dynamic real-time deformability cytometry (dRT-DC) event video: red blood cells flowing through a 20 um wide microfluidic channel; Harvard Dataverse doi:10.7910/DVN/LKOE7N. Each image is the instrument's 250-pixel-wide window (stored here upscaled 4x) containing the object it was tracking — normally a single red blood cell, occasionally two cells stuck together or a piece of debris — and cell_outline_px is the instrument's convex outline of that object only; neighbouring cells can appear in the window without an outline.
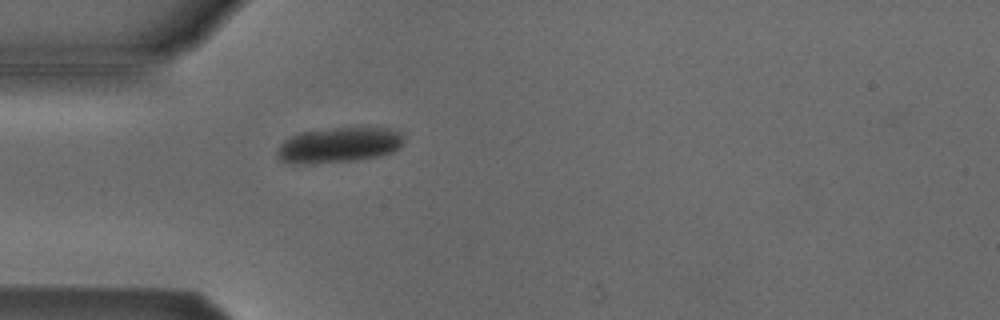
{"species": "Egyptian fruit bat (a non-hibernating species)", "species_latin": "Rousettus aegyptiacus", "temperature_condition": "cold", "stored_images_in_passage": 41, "camera_frame_rate_fps": 3000, "um_per_image_px": 0.085, "animal": {"sex": "male"}, "frame": {"image": 1, "passage_image": 3, "time_ms": 0.667, "image_size_px": [1000, 320], "cell_outline_px": [[404, 140], [400, 148], [392, 152], [376, 156], [356, 160], [276, 160], [276, 148], [284, 140], [300, 132], [328, 128], [368, 124], [400, 128], [404, 136]], "centroid_in_image_um": [29.0, 12.19], "position_along_channel_um": 56.0, "area_um2": 26.24}}
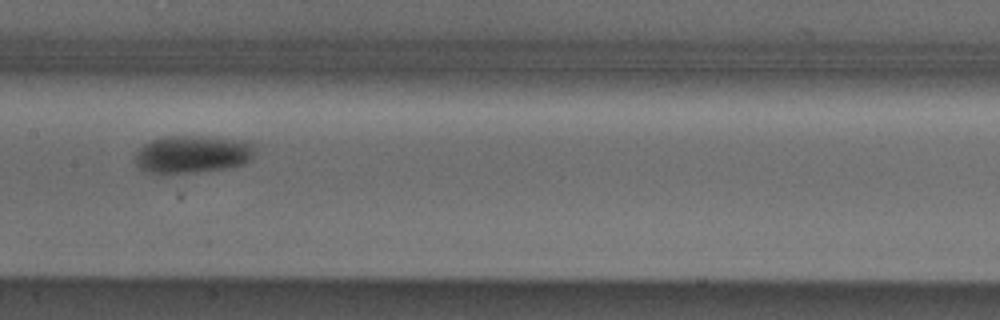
{"frame": {"image": 2, "passage_image": 14, "time_ms": 4.333, "image_size_px": [1000, 320], "cell_outline_px": [[256, 144], [252, 156], [244, 164], [224, 168], [196, 172], [164, 176], [148, 172], [140, 168], [136, 164], [136, 152], [144, 144], [152, 140], [168, 136], [196, 136], [248, 140]], "centroid_in_image_um": [16.35, 13.13], "position_along_channel_um": 191.1, "area_um2": 26.65}}
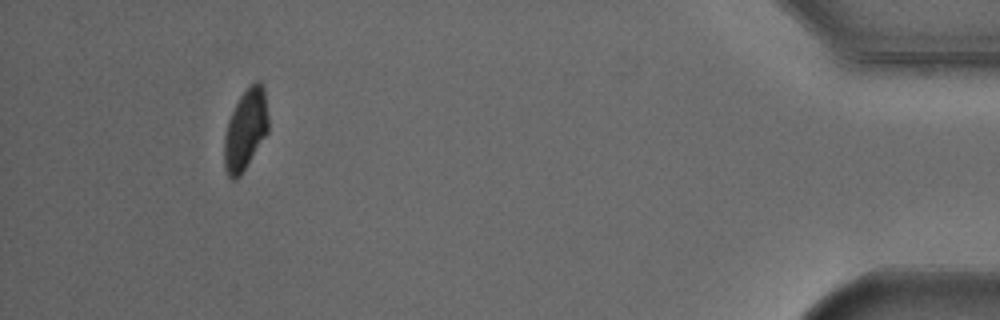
{"frame": {"image": 3, "passage_image": 37, "time_ms": 12.0, "image_size_px": [1000, 320], "cell_outline_px": [[268, 132], [240, 176], [236, 180], [232, 180], [228, 176], [224, 168], [224, 136], [228, 120], [240, 96], [256, 80], [260, 80], [264, 88], [268, 116]], "centroid_in_image_um": [20.86, 11.04], "position_along_channel_um": 414.3, "area_um2": 20.69}, "authors_computed_cell_mechanics": {"area_um2": 25.3742, "velocity_mm_per_s": 3.824, "shape_relaxation_time_tau1_ms": 2.0727, "shape_relaxation_time_tau2_ms": null, "deformation_change_tau1": 0.0772, "deformation_change_tau2": null}}